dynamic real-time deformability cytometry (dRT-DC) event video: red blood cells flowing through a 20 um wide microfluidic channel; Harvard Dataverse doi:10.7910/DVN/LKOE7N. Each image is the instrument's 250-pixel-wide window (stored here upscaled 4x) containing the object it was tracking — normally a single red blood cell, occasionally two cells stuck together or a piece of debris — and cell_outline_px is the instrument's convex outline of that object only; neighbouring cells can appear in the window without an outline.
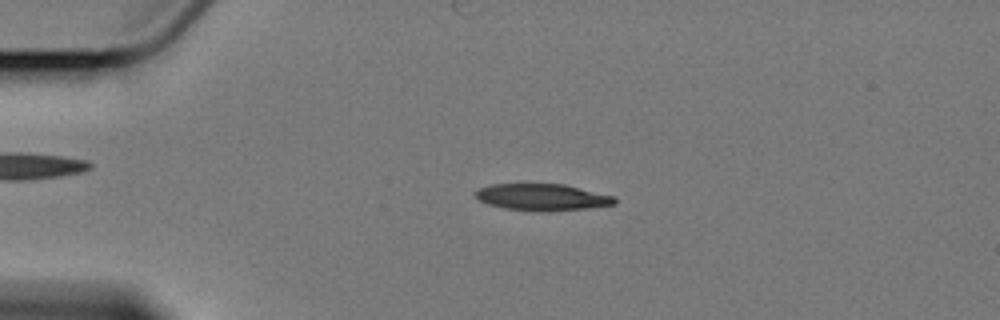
{"species": "Egyptian fruit bat (a non-hibernating species)", "species_latin": "Rousettus aegyptiacus", "temperature_condition": "cold", "stored_images_in_passage": 6, "camera_frame_rate_fps": 3000, "um_per_image_px": 0.085, "animal": {"sex": "female"}, "frame": {"image": 1, "passage_image": 3, "time_ms": 3.0, "image_size_px": [1000, 320], "cell_outline_px": [[616, 204], [588, 208], [548, 212], [540, 212], [504, 208], [488, 204], [480, 200], [472, 192], [480, 188], [492, 184], [564, 184], [616, 196]], "centroid_in_image_um": [46.11, 16.76], "position_along_channel_um": 38.9, "area_um2": 21.85}}